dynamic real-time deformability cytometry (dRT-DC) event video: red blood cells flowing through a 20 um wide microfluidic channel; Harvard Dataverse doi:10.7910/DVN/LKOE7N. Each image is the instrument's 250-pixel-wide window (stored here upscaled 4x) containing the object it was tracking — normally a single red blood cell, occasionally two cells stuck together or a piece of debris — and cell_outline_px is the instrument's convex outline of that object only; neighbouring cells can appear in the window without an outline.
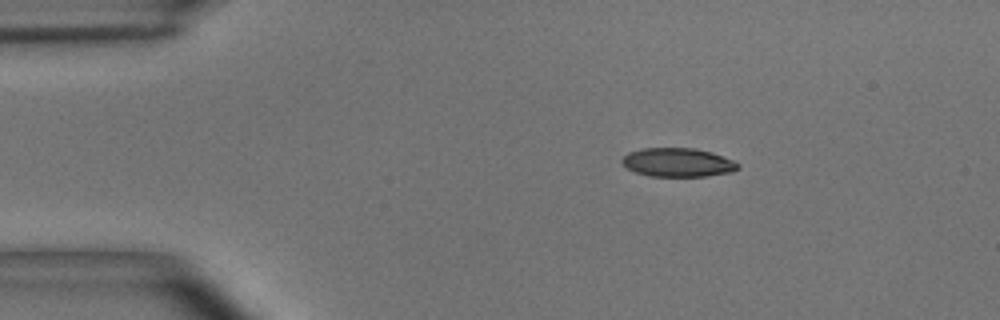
{"species": "common noctule bat (a hibernating species)", "species_latin": "Nyctalus noctula", "temperature_condition": "room temperature", "stored_images_in_passage": 5, "camera_frame_rate_fps": 3000, "um_per_image_px": 0.085, "animal": {"sex": "male", "body_mass_g": 15.6}, "frame": {"image": 1, "passage_image": 2, "time_ms": 0.333, "image_size_px": [1000, 320], "cell_outline_px": [[740, 168], [732, 172], [708, 176], [648, 176], [636, 172], [628, 168], [620, 160], [628, 152], [640, 148], [696, 148], [712, 152], [732, 160], [740, 164]], "centroid_in_image_um": [57.63, 13.8], "position_along_channel_um": 27.4, "area_um2": 19.54}}
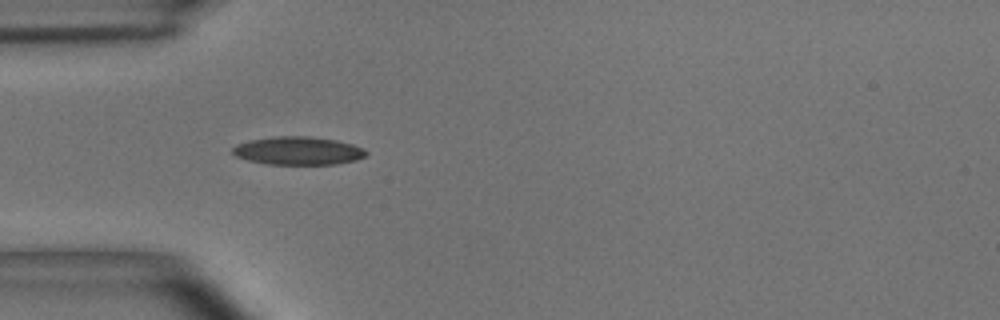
{"frame": {"image": 2, "passage_image": 4, "time_ms": 1.0, "image_size_px": [1000, 320], "cell_outline_px": [[368, 156], [356, 160], [336, 164], [264, 164], [248, 160], [236, 156], [232, 152], [232, 148], [236, 144], [248, 140], [280, 136], [308, 136], [336, 140], [352, 144], [364, 148], [368, 152]], "centroid_in_image_um": [25.36, 12.81], "position_along_channel_um": 59.6, "area_um2": 22.02}}
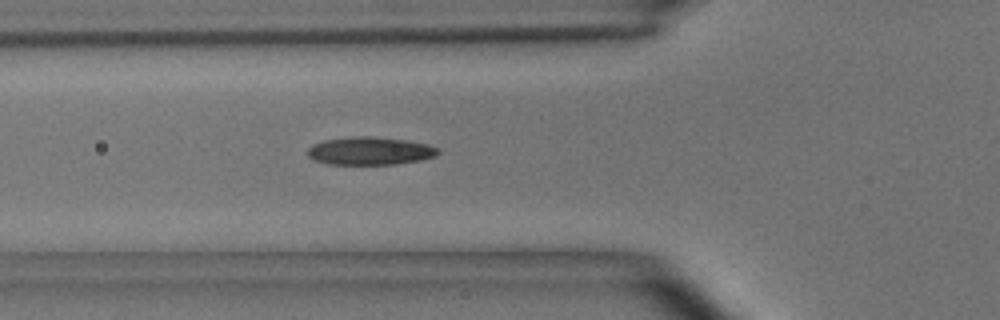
{"frame": {"image": 3, "passage_image": 5, "time_ms": 1.333, "image_size_px": [1000, 320], "cell_outline_px": [[440, 152], [436, 156], [420, 160], [396, 164], [328, 164], [312, 160], [308, 156], [308, 148], [312, 144], [324, 140], [356, 136], [372, 136], [408, 140], [428, 144], [440, 148]], "centroid_in_image_um": [31.46, 12.82], "position_along_channel_um": 94.3, "area_um2": 21.44}}